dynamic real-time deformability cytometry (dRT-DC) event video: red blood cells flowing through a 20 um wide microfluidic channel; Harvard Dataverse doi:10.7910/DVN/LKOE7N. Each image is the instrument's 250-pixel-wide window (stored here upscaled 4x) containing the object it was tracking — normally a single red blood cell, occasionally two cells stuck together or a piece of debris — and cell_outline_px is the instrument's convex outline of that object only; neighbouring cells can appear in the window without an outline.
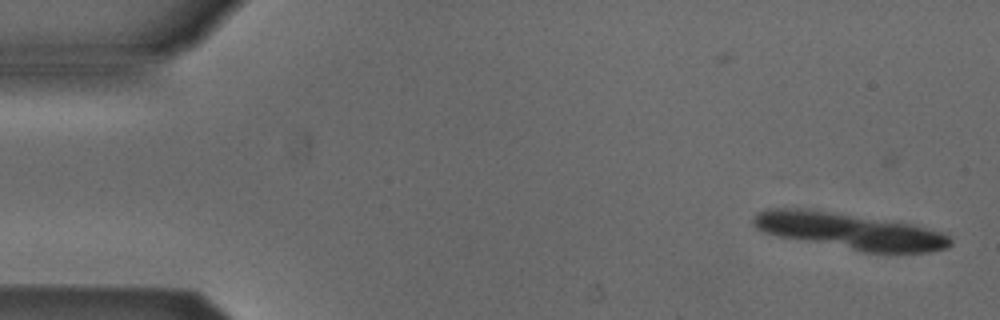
{"species": "Egyptian fruit bat (a non-hibernating species)", "species_latin": "Rousettus aegyptiacus", "temperature_condition": "cold", "stored_images_in_passage": 11, "camera_frame_rate_fps": 3000, "um_per_image_px": 0.085, "animal": {"sex": "male"}, "frame": {"image": 1, "passage_image": 1, "time_ms": 0.0, "image_size_px": [1000, 320], "cell_outline_px": [[952, 244], [948, 248], [928, 252], [864, 252], [776, 236], [760, 232], [752, 224], [752, 220], [756, 212], [768, 208], [804, 208], [916, 224], [940, 232], [948, 236], [952, 240]], "centroid_in_image_um": [72.18, 19.63], "position_along_channel_um": 12.8, "area_um2": 41.85}}